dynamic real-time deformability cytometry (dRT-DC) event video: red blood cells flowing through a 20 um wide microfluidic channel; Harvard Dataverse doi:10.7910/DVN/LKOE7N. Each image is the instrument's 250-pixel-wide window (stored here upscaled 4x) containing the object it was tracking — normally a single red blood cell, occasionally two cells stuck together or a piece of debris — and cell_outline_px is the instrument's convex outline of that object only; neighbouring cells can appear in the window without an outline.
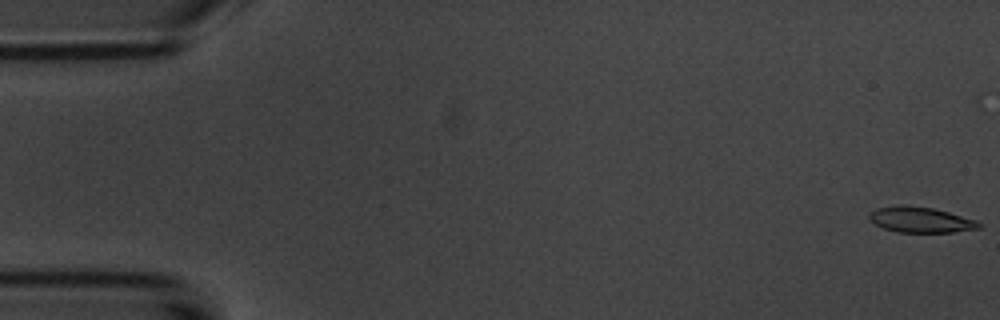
{"species": "common noctule bat (a hibernating species)", "species_latin": "Nyctalus noctula", "temperature_condition": "room temperature", "stored_images_in_passage": 43, "camera_frame_rate_fps": 3000, "um_per_image_px": 0.085, "animal": {"sex": "male", "body_mass_g": 20.1, "forearm_length_mm": 53.5}, "frame": {"image": 1, "passage_image": 1, "time_ms": 0.0, "image_size_px": [1000, 320], "cell_outline_px": [[984, 224], [980, 228], [952, 232], [896, 232], [884, 228], [876, 224], [868, 216], [876, 208], [904, 204], [932, 208], [948, 212], [976, 220]], "centroid_in_image_um": [78.28, 18.68], "position_along_channel_um": 6.7, "area_um2": 16.24}}
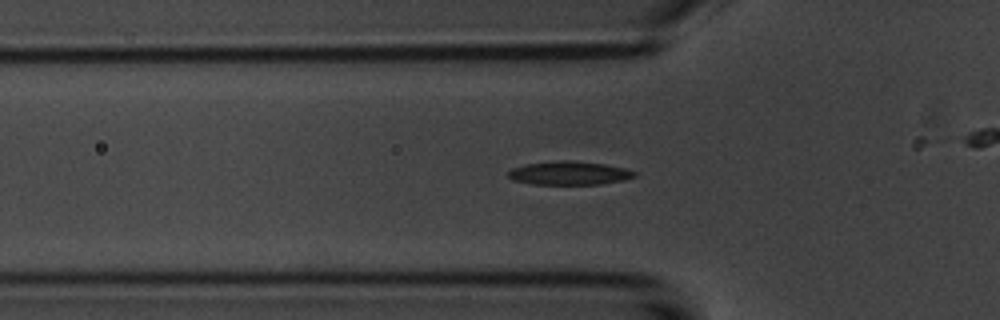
{"frame": {"image": 2, "passage_image": 18, "time_ms": 5.667, "image_size_px": [1000, 320], "cell_outline_px": [[636, 176], [624, 180], [600, 184], [532, 184], [512, 180], [508, 176], [508, 172], [512, 168], [524, 164], [556, 160], [568, 160], [604, 164], [624, 168], [636, 172]], "centroid_in_image_um": [48.35, 14.71], "position_along_channel_um": 77.4, "area_um2": 17.34}}
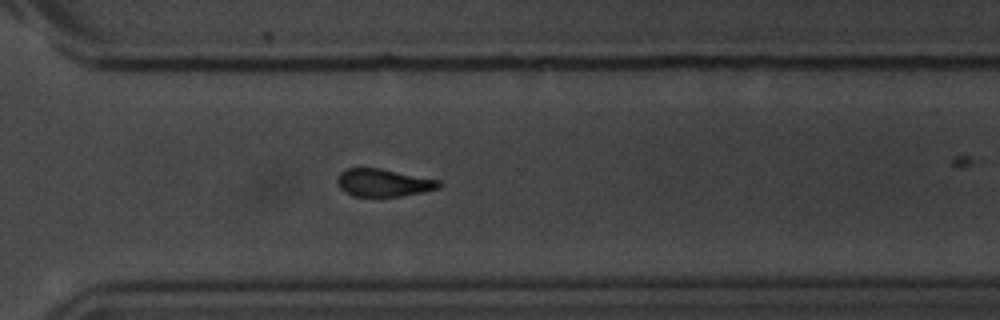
{"frame": {"image": 3, "passage_image": 39, "time_ms": 12.667, "image_size_px": [1000, 320], "cell_outline_px": [[444, 184], [440, 188], [424, 192], [400, 196], [352, 196], [340, 188], [336, 180], [340, 172], [348, 168], [380, 168], [440, 180]], "centroid_in_image_um": [32.63, 15.53], "position_along_channel_um": 338.0, "area_um2": 16.47}}